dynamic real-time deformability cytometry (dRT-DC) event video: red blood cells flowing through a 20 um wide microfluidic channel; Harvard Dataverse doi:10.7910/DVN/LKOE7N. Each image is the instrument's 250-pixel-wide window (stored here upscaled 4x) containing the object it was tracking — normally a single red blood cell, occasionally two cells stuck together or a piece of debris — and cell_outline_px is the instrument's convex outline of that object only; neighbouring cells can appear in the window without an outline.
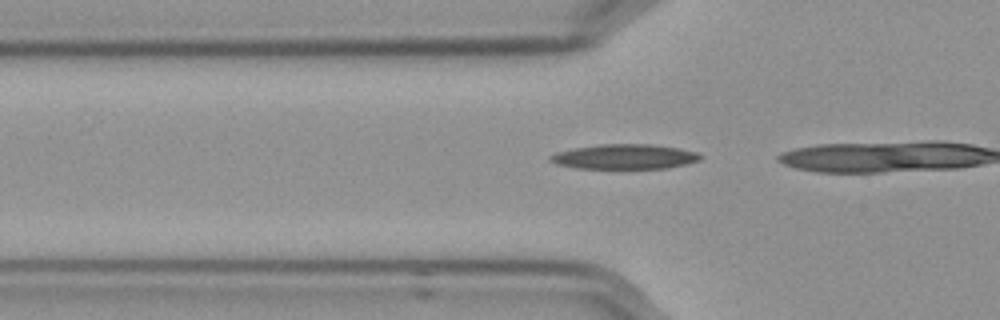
{"species": "Egyptian fruit bat (a non-hibernating species)", "species_latin": "Rousettus aegyptiacus", "temperature_condition": "cold", "stored_images_in_passage": 28, "camera_frame_rate_fps": 3000, "um_per_image_px": 0.085, "frame": {"image": 1, "passage_image": 15, "time_ms": 4.667, "image_size_px": [1000, 320], "cell_outline_px": [[704, 156], [700, 160], [668, 168], [576, 168], [556, 164], [548, 160], [548, 156], [556, 152], [576, 148], [600, 144], [652, 144], [680, 148], [696, 152]], "centroid_in_image_um": [53.09, 13.31], "position_along_channel_um": 72.7, "area_um2": 21.73}}